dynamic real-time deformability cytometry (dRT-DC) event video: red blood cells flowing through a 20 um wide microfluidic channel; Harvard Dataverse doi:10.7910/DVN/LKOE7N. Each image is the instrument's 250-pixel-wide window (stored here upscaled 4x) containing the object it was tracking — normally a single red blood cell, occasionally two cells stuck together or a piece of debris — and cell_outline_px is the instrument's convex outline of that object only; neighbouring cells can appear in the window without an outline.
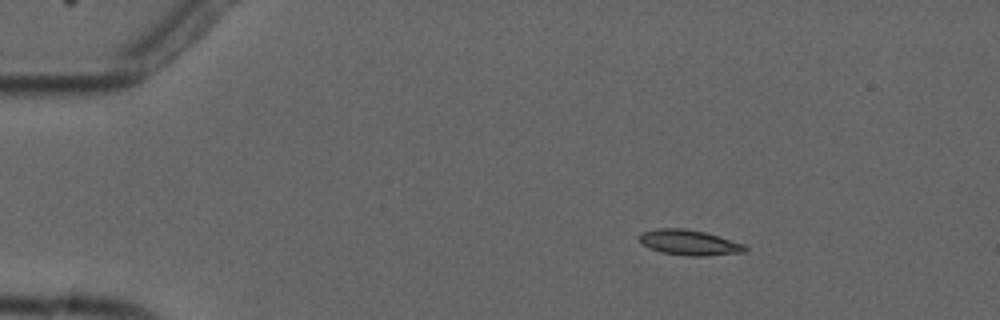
{"species": "common noctule bat (a hibernating species)", "species_latin": "Nyctalus noctula", "temperature_condition": "cold", "stored_images_in_passage": 3, "camera_frame_rate_fps": 3000, "um_per_image_px": 0.085, "animal": {"sex": "male", "forearm_length_mm": 52.5}, "frame": {"image": 1, "passage_image": 1, "time_ms": 0.0, "image_size_px": [1000, 320], "cell_outline_px": [[748, 248], [744, 252], [708, 256], [688, 256], [660, 252], [648, 248], [640, 244], [636, 236], [644, 232], [656, 228], [684, 228], [704, 232], [744, 244]], "centroid_in_image_um": [58.52, 20.62], "position_along_channel_um": 26.5, "area_um2": 15.78}}